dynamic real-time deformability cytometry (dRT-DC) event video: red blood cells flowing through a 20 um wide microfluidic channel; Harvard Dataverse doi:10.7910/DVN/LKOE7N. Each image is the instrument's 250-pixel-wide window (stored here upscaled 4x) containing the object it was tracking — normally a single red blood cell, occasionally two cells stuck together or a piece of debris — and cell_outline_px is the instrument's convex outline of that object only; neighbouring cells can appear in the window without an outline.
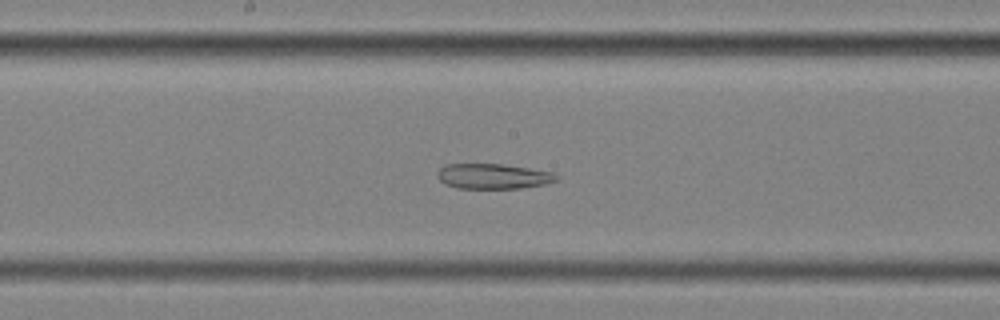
{"species": "common noctule bat (a hibernating species)", "species_latin": "Nyctalus noctula", "temperature_condition": "cold", "stored_images_in_passage": 51, "segment_of_instrument_passage": [2, 3], "camera_frame_rate_fps": 3000, "um_per_image_px": 0.085, "animal": {"sex": "female", "body_mass_g": 25.1}, "frame": {"image": 1, "passage_image": 23, "time_ms": 7.333, "image_size_px": [1000, 320], "cell_outline_px": [[560, 180], [544, 184], [520, 188], [456, 188], [444, 184], [436, 176], [436, 172], [440, 168], [448, 164], [504, 164], [552, 172], [560, 176]], "centroid_in_image_um": [41.92, 14.98], "position_along_channel_um": 206.3, "area_um2": 17.57}}
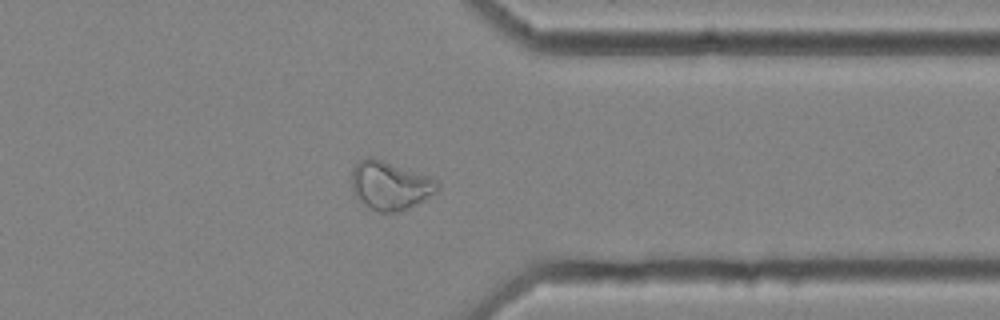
{"frame": {"image": 2, "passage_image": 38, "time_ms": 12.333, "image_size_px": [1000, 320], "cell_outline_px": [[440, 188], [436, 192], [424, 200], [400, 212], [380, 212], [368, 208], [356, 200], [352, 192], [352, 168], [360, 160], [368, 156], [372, 156], [440, 180]], "centroid_in_image_um": [33.14, 15.77], "position_along_channel_um": 378.3, "area_um2": 24.74}}